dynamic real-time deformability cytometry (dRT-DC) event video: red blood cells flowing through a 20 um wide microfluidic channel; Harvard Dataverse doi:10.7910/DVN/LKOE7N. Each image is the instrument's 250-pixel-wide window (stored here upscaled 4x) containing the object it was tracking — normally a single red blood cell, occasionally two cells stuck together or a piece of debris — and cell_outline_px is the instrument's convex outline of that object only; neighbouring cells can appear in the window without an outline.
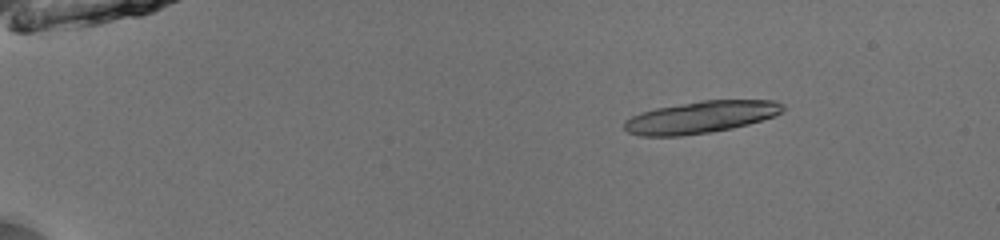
{"species": "common noctule bat (a hibernating species)", "species_latin": "Nyctalus noctula", "temperature_condition": "room temperature", "stored_images_in_passage": 36, "camera_frame_rate_fps": 3000, "um_per_image_px": 0.085, "animal": {"sex": "male", "body_mass_g": 13.0, "forearm_length_mm": 53.1}, "frame": {"image": 1, "passage_image": 9, "time_ms": 2.667, "image_size_px": [1000, 240], "cell_outline_px": [[784, 108], [776, 116], [748, 124], [732, 128], [712, 132], [680, 136], [640, 136], [628, 132], [624, 128], [624, 120], [632, 116], [656, 108], [700, 100], [776, 100], [784, 104]], "centroid_in_image_um": [59.59, 9.96], "position_along_channel_um": 25.4, "area_um2": 29.65}}
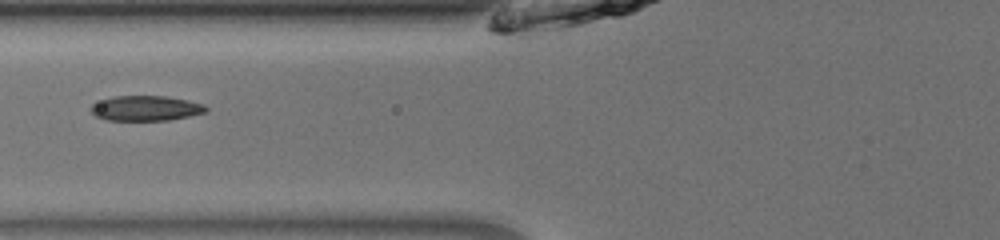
{"frame": {"image": 2, "passage_image": 24, "time_ms": 7.667, "image_size_px": [1000, 240], "cell_outline_px": [[208, 108], [204, 112], [188, 116], [168, 120], [108, 120], [96, 116], [88, 108], [92, 104], [112, 96], [164, 96], [188, 100], [204, 104]], "centroid_in_image_um": [12.36, 9.19], "position_along_channel_um": 113.4, "area_um2": 16.7}}
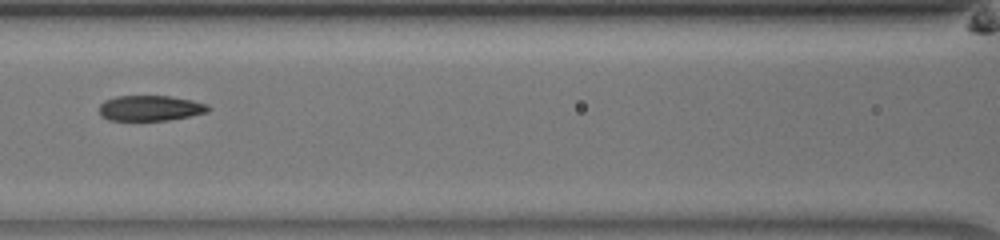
{"frame": {"image": 3, "passage_image": 27, "time_ms": 8.667, "image_size_px": [1000, 240], "cell_outline_px": [[212, 108], [208, 112], [168, 120], [108, 120], [100, 116], [100, 104], [104, 100], [116, 96], [172, 96], [192, 100], [208, 104]], "centroid_in_image_um": [12.78, 9.18], "position_along_channel_um": 153.8, "area_um2": 16.24}}